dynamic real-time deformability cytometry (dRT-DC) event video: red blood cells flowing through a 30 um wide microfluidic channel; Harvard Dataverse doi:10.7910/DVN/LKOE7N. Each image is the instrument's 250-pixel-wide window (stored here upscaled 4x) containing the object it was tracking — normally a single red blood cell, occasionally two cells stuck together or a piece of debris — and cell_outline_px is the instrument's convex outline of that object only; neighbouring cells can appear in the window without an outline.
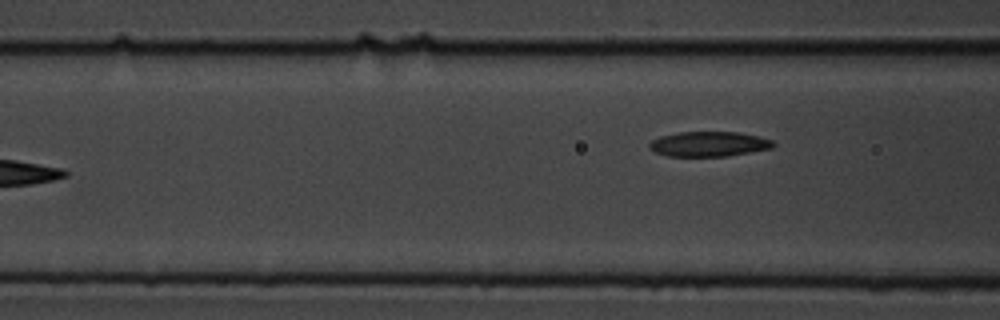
{"species": "common noctule bat (a hibernating species)", "species_latin": "Nyctalus noctula", "temperature_condition": "cold", "stored_images_in_passage": 4, "camera_frame_rate_fps": 3000, "um_per_image_px": 0.085, "animal": {"sex": "male", "body_mass_g": 19.5, "forearm_length_mm": 54.6}, "frame": {"image": 1, "passage_image": 4, "time_ms": 4.667, "image_size_px": [1000, 320], "cell_outline_px": [[776, 144], [772, 148], [728, 156], [668, 156], [656, 152], [648, 148], [648, 144], [652, 140], [660, 136], [680, 132], [740, 132], [772, 140]], "centroid_in_image_um": [60.24, 12.24], "position_along_channel_um": 106.4, "area_um2": 17.98}}